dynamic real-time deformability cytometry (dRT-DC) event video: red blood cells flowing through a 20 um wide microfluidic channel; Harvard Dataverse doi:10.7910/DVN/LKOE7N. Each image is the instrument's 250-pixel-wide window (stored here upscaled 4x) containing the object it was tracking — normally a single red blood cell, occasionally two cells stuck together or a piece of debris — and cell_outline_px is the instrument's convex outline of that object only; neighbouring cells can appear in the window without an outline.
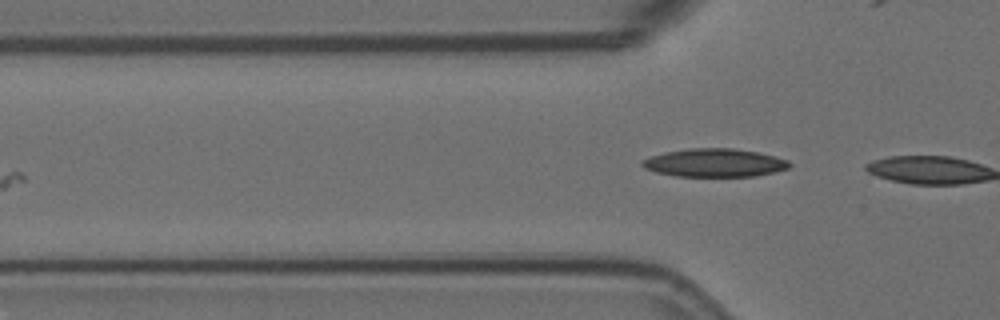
{"species": "Egyptian fruit bat (a non-hibernating species)", "species_latin": "Rousettus aegyptiacus", "temperature_condition": "room temperature", "stored_images_in_passage": 7, "camera_frame_rate_fps": 3000, "um_per_image_px": 0.085, "animal": {"sex": "female"}, "frame": {"image": 1, "passage_image": 7, "time_ms": 2.0, "image_size_px": [1000, 320], "cell_outline_px": [[792, 164], [788, 168], [756, 176], [676, 176], [656, 172], [644, 168], [640, 164], [640, 160], [664, 152], [688, 148], [732, 148], [756, 152], [788, 160]], "centroid_in_image_um": [60.69, 13.83], "position_along_channel_um": 65.1, "area_um2": 24.1}}